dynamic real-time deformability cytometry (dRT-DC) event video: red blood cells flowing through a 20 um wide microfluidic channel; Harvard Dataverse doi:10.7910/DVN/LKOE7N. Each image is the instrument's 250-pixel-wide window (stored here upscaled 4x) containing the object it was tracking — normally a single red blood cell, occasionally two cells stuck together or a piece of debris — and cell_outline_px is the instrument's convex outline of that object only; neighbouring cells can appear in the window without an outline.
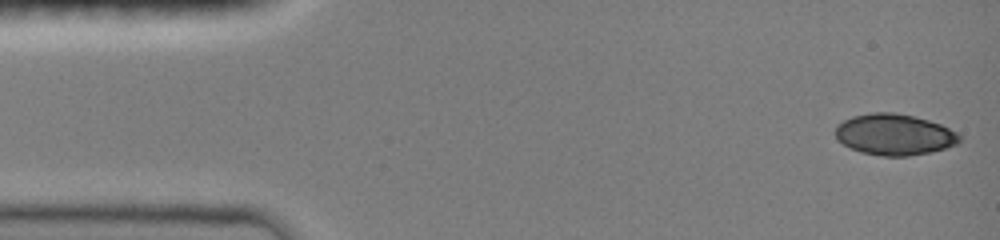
{"species": "common noctule bat (a hibernating species)", "species_latin": "Nyctalus noctula", "temperature_condition": "room temperature", "stored_images_in_passage": 46, "camera_frame_rate_fps": 3000, "um_per_image_px": 0.085, "animal": {"sex": "female", "body_mass_g": 19.0, "forearm_length_mm": 51.5}, "frame": {"image": 1, "passage_image": 1, "time_ms": 0.0, "image_size_px": [1000, 240], "cell_outline_px": [[960, 140], [956, 144], [944, 148], [928, 152], [908, 156], [884, 156], [860, 152], [836, 140], [836, 124], [852, 116], [872, 112], [896, 112], [928, 120], [940, 124], [956, 132], [960, 136]], "centroid_in_image_um": [75.98, 11.42], "position_along_channel_um": 9.0, "area_um2": 29.59}}
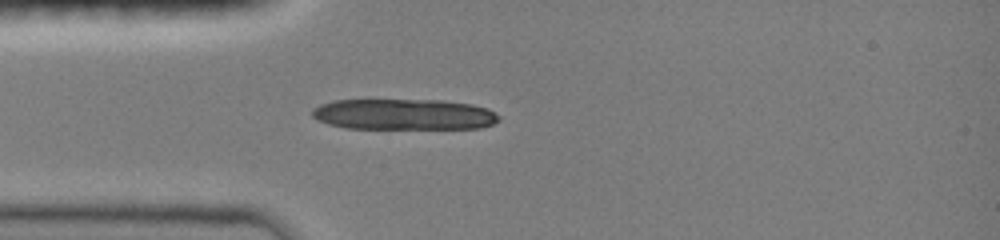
{"frame": {"image": 2, "passage_image": 12, "time_ms": 3.667, "image_size_px": [1000, 240], "cell_outline_px": [[500, 120], [492, 124], [480, 128], [344, 128], [328, 124], [316, 120], [312, 116], [312, 108], [320, 104], [332, 100], [440, 100], [472, 104], [488, 108], [500, 116]], "centroid_in_image_um": [34.3, 9.72], "position_along_channel_um": 50.7, "area_um2": 33.76}}